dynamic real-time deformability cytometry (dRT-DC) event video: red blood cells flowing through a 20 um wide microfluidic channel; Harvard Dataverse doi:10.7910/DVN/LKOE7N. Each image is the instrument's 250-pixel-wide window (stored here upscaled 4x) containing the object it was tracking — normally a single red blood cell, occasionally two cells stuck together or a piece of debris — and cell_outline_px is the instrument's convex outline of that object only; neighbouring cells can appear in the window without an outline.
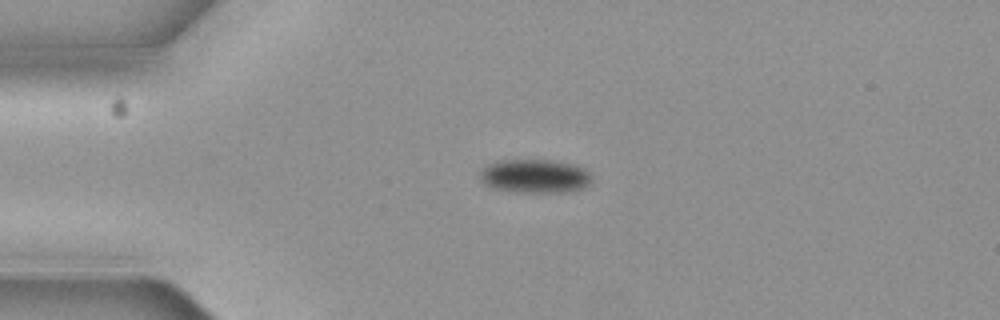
{"species": "common noctule bat (a hibernating species)", "species_latin": "Nyctalus noctula", "temperature_condition": "cold", "stored_images_in_passage": 3, "camera_frame_rate_fps": 3000, "um_per_image_px": 0.085, "animal": {"sex": "female", "body_mass_g": 19.3, "forearm_length_mm": 54.1}, "frame": {"image": 1, "passage_image": 1, "time_ms": 0.0, "image_size_px": [1000, 320], "cell_outline_px": [[588, 184], [580, 188], [568, 192], [516, 192], [492, 188], [484, 184], [480, 180], [480, 172], [488, 164], [500, 160], [552, 160], [572, 164], [584, 168], [588, 172]], "centroid_in_image_um": [45.4, 14.97], "position_along_channel_um": 39.6, "area_um2": 21.73}}
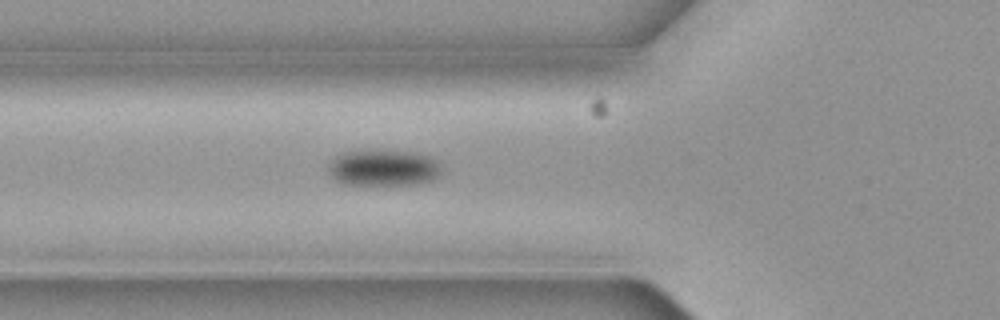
{"frame": {"image": 2, "passage_image": 3, "time_ms": 0.667, "image_size_px": [1000, 320], "cell_outline_px": [[440, 176], [432, 180], [420, 184], [344, 184], [336, 180], [328, 172], [328, 164], [340, 152], [356, 148], [380, 148], [412, 152], [428, 156], [436, 160], [440, 168]], "centroid_in_image_um": [32.54, 14.21], "position_along_channel_um": 93.3, "area_um2": 24.74}}